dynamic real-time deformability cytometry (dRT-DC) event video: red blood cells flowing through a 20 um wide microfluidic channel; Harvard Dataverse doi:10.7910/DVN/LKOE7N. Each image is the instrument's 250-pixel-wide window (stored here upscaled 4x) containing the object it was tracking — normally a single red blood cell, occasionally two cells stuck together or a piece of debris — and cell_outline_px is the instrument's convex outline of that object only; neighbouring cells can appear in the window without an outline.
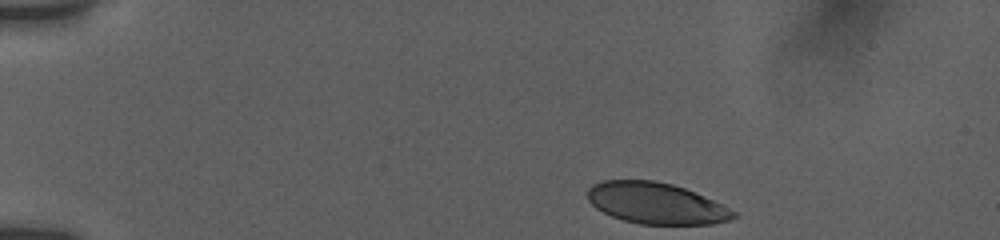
{"species": "human", "species_latin": "Homo sapiens", "temperature_condition": "room temperature", "stored_images_in_passage": 41, "camera_frame_rate_fps": 3000, "um_per_image_px": 0.085, "donor": {"sex": "female"}, "frame": {"image": 1, "passage_image": 1, "time_ms": 0.0, "image_size_px": [1000, 240], "cell_outline_px": [[736, 216], [728, 220], [712, 224], [640, 224], [624, 220], [612, 216], [596, 208], [588, 200], [584, 192], [592, 184], [600, 180], [652, 180], [672, 184], [684, 188], [712, 200], [736, 212]], "centroid_in_image_um": [55.69, 17.27], "position_along_channel_um": 29.3, "area_um2": 34.91}}
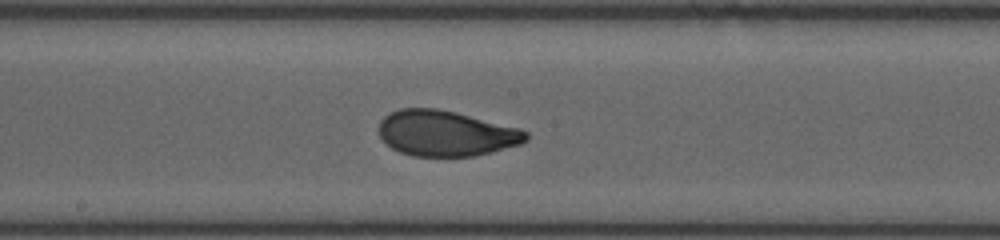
{"frame": {"image": 2, "passage_image": 22, "time_ms": 7.0, "image_size_px": [1000, 240], "cell_outline_px": [[528, 140], [520, 144], [492, 152], [472, 156], [412, 156], [400, 152], [392, 148], [380, 136], [380, 120], [384, 116], [400, 108], [436, 108], [456, 112], [520, 128], [528, 132]], "centroid_in_image_um": [37.92, 11.33], "position_along_channel_um": 210.3, "area_um2": 39.02}}
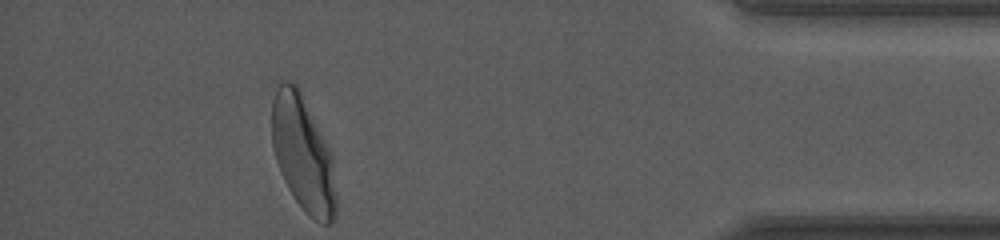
{"frame": {"image": 3, "passage_image": 41, "time_ms": 13.333, "image_size_px": [1000, 240], "cell_outline_px": [[336, 216], [332, 224], [324, 224], [316, 220], [292, 196], [280, 172], [272, 148], [272, 100], [276, 88], [280, 80], [288, 80], [296, 84], [300, 88], [304, 96], [328, 156], [336, 196]], "centroid_in_image_um": [25.67, 13.04], "position_along_channel_um": 409.5, "area_um2": 41.73}, "authors_computed_cell_mechanics": {"area_um2": 38.8416, "velocity_mm_per_s": 3.817, "shape_relaxation_time_tau1_ms": 3.5045, "shape_relaxation_time_tau2_ms": null, "deformation_change_tau1": 0.1542, "deformation_change_tau2": null}}